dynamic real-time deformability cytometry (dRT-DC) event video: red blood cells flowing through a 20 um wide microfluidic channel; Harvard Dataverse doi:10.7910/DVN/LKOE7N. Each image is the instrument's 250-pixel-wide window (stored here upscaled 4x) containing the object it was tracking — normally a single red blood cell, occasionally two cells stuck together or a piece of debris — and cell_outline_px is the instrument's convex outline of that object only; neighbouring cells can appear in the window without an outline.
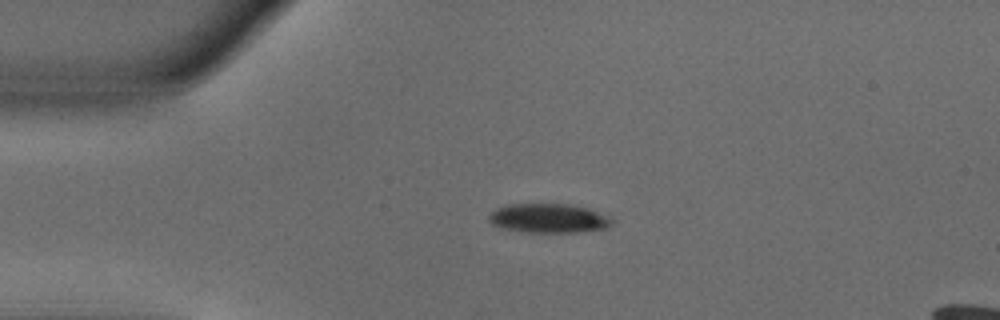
{"species": "common noctule bat (a hibernating species)", "species_latin": "Nyctalus noctula", "temperature_condition": "warm", "stored_images_in_passage": 41, "camera_frame_rate_fps": 3000, "um_per_image_px": 0.085, "animal": {"sex": "male", "body_mass_g": 18.8}, "frame": {"image": 1, "passage_image": 1, "time_ms": 0.0, "image_size_px": [1000, 320], "cell_outline_px": [[616, 220], [608, 228], [580, 232], [528, 232], [500, 228], [492, 224], [488, 220], [488, 216], [496, 208], [504, 204], [568, 204], [588, 208], [612, 216]], "centroid_in_image_um": [46.68, 18.55], "position_along_channel_um": 38.3, "area_um2": 21.33}}
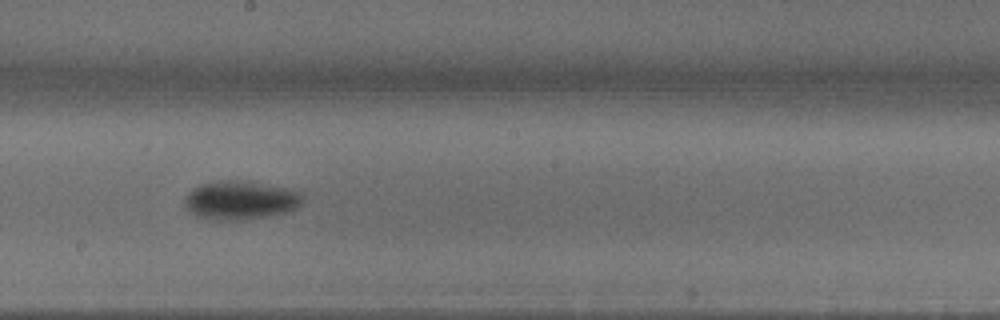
{"frame": {"image": 2, "passage_image": 18, "time_ms": 5.667, "image_size_px": [1000, 320], "cell_outline_px": [[300, 204], [296, 208], [284, 212], [264, 216], [236, 220], [212, 220], [196, 216], [188, 212], [184, 204], [184, 200], [200, 184], [228, 180], [240, 180], [288, 188], [300, 192]], "centroid_in_image_um": [20.39, 17.02], "position_along_channel_um": 227.8, "area_um2": 26.01}}
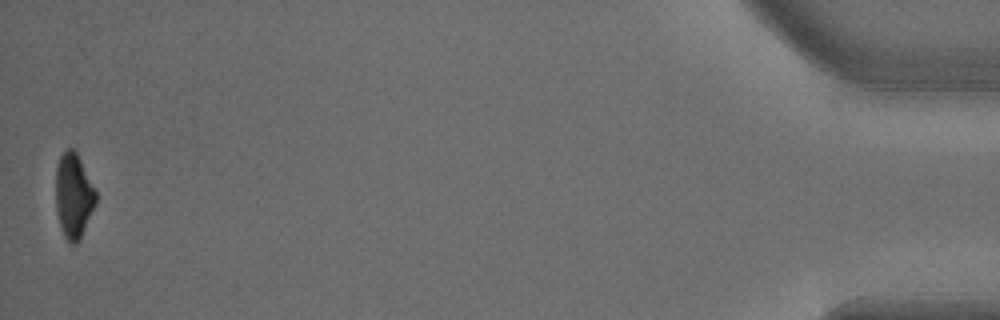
{"frame": {"image": 3, "passage_image": 41, "time_ms": 13.333, "image_size_px": [1000, 320], "cell_outline_px": [[96, 204], [76, 244], [68, 244], [64, 236], [56, 212], [56, 168], [60, 156], [68, 148], [72, 148], [76, 152], [96, 192]], "centroid_in_image_um": [6.23, 16.65], "position_along_channel_um": 429.0, "area_um2": 19.42}, "authors_computed_cell_mechanics": {"area_um2": 23.4668, "velocity_mm_per_s": 3.8491, "shape_relaxation_time_tau1_ms": 2.6403, "shape_relaxation_time_tau2_ms": null, "deformation_change_tau1": 0.1527, "deformation_change_tau2": null}}